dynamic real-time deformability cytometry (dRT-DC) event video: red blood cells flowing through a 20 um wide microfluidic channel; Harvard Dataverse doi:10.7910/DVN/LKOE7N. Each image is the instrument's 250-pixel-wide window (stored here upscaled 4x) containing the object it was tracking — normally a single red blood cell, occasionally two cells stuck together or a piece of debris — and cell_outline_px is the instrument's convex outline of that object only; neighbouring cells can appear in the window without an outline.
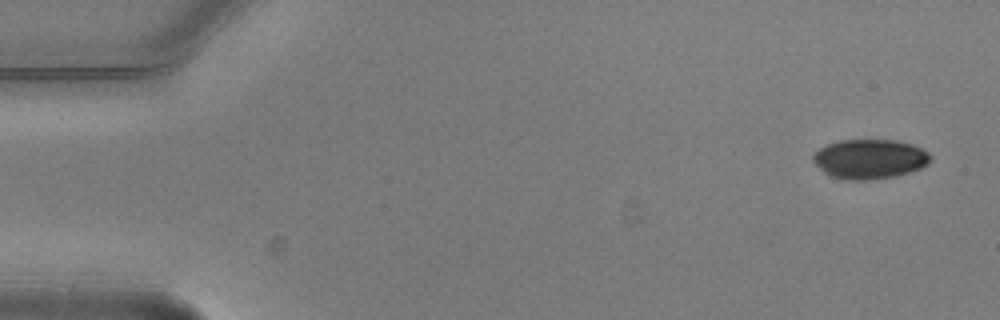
{"species": "common noctule bat (a hibernating species)", "species_latin": "Nyctalus noctula", "temperature_condition": "warm", "stored_images_in_passage": 5, "camera_frame_rate_fps": 3000, "um_per_image_px": 0.085, "animal": {"sex": "male", "body_mass_g": 20.5, "forearm_length_mm": 52.5}, "frame": {"image": 1, "passage_image": 1, "time_ms": 0.0, "image_size_px": [1000, 320], "cell_outline_px": [[932, 160], [928, 164], [920, 168], [896, 176], [864, 180], [844, 180], [828, 176], [812, 160], [812, 156], [820, 148], [828, 144], [840, 140], [896, 140], [912, 144], [928, 152], [932, 156]], "centroid_in_image_um": [73.93, 13.52], "position_along_channel_um": 11.1, "area_um2": 27.11}}